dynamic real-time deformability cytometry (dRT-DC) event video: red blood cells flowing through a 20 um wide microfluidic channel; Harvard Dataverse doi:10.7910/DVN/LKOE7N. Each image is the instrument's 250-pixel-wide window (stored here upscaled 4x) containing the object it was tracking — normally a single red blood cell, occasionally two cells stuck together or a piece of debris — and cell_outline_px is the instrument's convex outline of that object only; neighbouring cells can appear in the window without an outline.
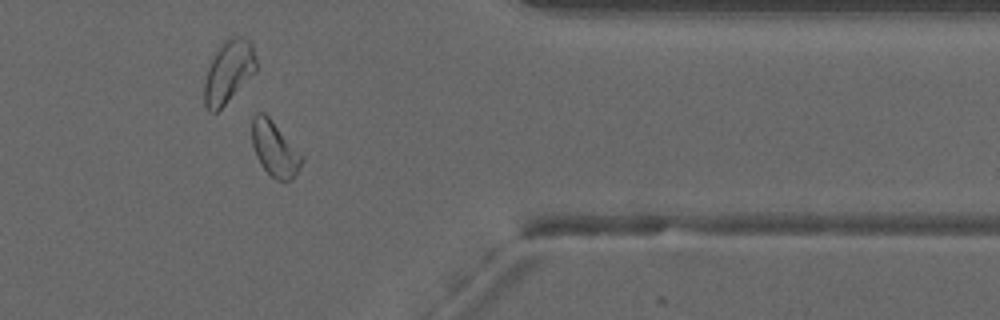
{"species": "common noctule bat (a hibernating species)", "species_latin": "Nyctalus noctula", "temperature_condition": "warm", "stored_images_in_passage": 36, "camera_frame_rate_fps": 3000, "um_per_image_px": 0.085, "animal": {"sex": "male", "forearm_length_mm": 52.5}, "frame": {"image": 1, "passage_image": 26, "time_ms": 8.333, "image_size_px": [1000, 320], "cell_outline_px": [[304, 160], [292, 180], [276, 180], [260, 164], [256, 156], [252, 144], [252, 116], [256, 112], [264, 112], [268, 116], [304, 156]], "centroid_in_image_um": [23.34, 12.64], "position_along_channel_um": 388.1, "area_um2": 15.95}, "authors_computed_cell_mechanics": {"area_um2": 15.4904, "velocity_mm_per_s": 3.9363, "shape_relaxation_time_tau1_ms": null, "shape_relaxation_time_tau2_ms": 1.9701, "deformation_change_tau1": null, "deformation_change_tau2": 0.0772}}